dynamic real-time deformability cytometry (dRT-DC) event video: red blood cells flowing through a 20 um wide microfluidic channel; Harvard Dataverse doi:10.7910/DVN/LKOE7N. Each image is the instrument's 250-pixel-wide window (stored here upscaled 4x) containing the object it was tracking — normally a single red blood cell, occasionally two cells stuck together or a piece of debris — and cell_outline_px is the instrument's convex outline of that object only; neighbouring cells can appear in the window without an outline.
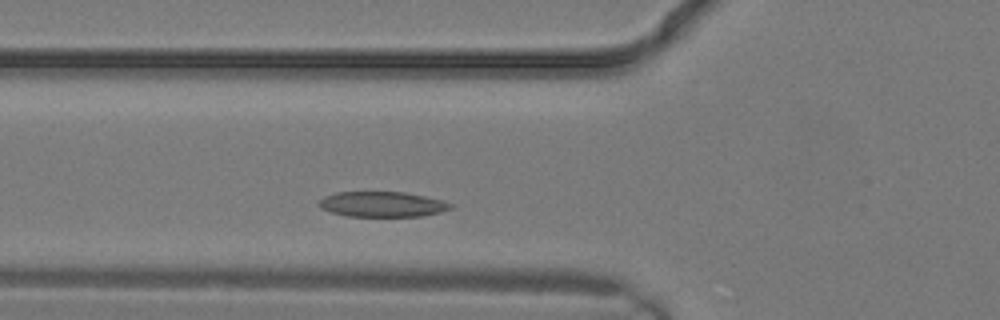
{"species": "common noctule bat (a hibernating species)", "species_latin": "Nyctalus noctula", "temperature_condition": "warm", "stored_images_in_passage": 21, "camera_frame_rate_fps": 3000, "um_per_image_px": 0.085, "animal": {"sex": "male", "body_mass_g": 19.2, "forearm_length_mm": 51.8}, "frame": {"image": 1, "passage_image": 4, "time_ms": 1.0, "image_size_px": [1000, 320], "cell_outline_px": [[456, 204], [452, 208], [440, 212], [424, 216], [348, 216], [332, 212], [320, 208], [316, 204], [324, 196], [336, 192], [404, 192], [424, 196]], "centroid_in_image_um": [32.49, 17.36], "position_along_channel_um": 93.3, "area_um2": 19.42}}
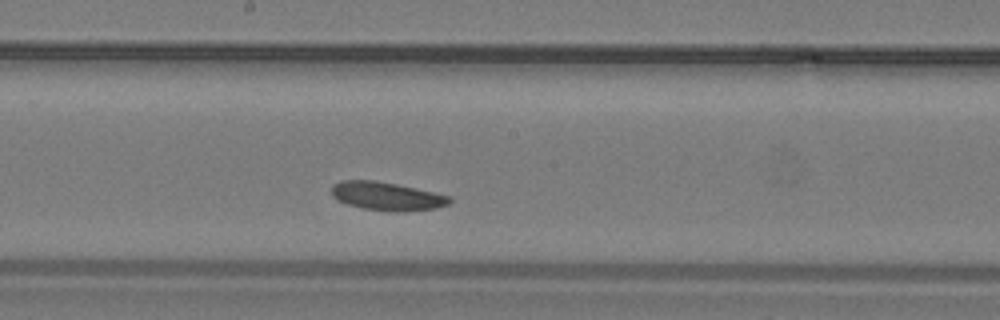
{"frame": {"image": 2, "passage_image": 9, "time_ms": 2.667, "image_size_px": [1000, 320], "cell_outline_px": [[452, 200], [448, 204], [436, 208], [404, 212], [392, 212], [364, 208], [348, 204], [336, 200], [332, 196], [332, 184], [340, 180], [372, 180], [396, 184], [452, 196]], "centroid_in_image_um": [32.88, 16.68], "position_along_channel_um": 215.3, "area_um2": 19.59}}
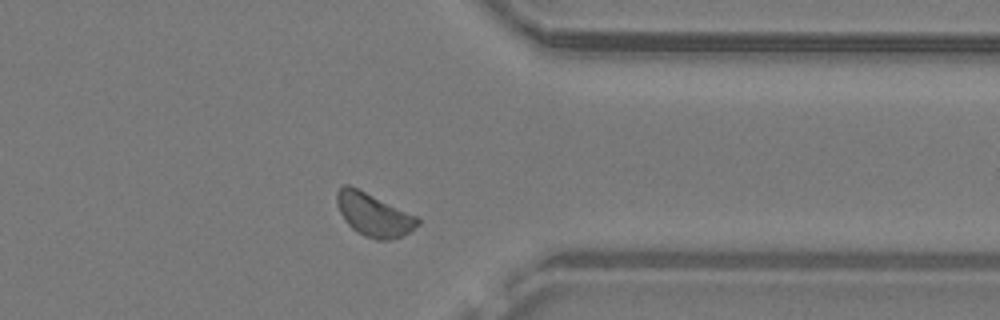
{"frame": {"image": 3, "passage_image": 16, "time_ms": 5.0, "image_size_px": [1000, 320], "cell_outline_px": [[420, 224], [408, 232], [400, 236], [388, 240], [376, 240], [364, 236], [356, 232], [344, 220], [336, 204], [336, 192], [344, 184], [348, 184], [416, 216], [420, 220]], "centroid_in_image_um": [31.72, 18.26], "position_along_channel_um": 379.7, "area_um2": 20.0}}